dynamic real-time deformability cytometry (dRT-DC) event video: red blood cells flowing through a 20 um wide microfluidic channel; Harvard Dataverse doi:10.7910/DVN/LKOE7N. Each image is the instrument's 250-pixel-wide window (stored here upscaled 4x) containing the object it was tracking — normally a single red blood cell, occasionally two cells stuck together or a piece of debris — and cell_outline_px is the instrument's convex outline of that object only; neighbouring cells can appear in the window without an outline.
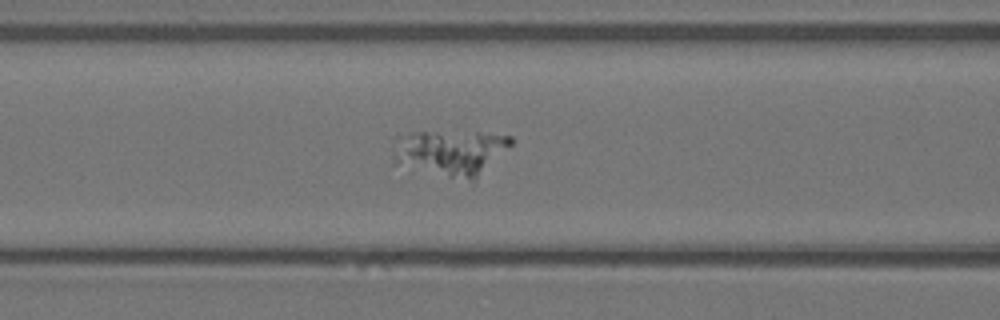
{"species": "Egyptian fruit bat (a non-hibernating species)", "species_latin": "Rousettus aegyptiacus", "temperature_condition": "warm", "stored_images_in_passage": 45, "camera_frame_rate_fps": 3000, "um_per_image_px": 0.085, "animal": {"sex": "female"}, "frame": {"image": 1, "passage_image": 10, "time_ms": 3.0, "image_size_px": [1000, 320], "cell_outline_px": [[512, 144], [472, 180], [448, 176], [392, 164], [392, 148], [396, 136], [412, 132], [480, 132], [512, 136]], "centroid_in_image_um": [38.18, 12.92], "position_along_channel_um": 128.4, "area_um2": 31.04}}
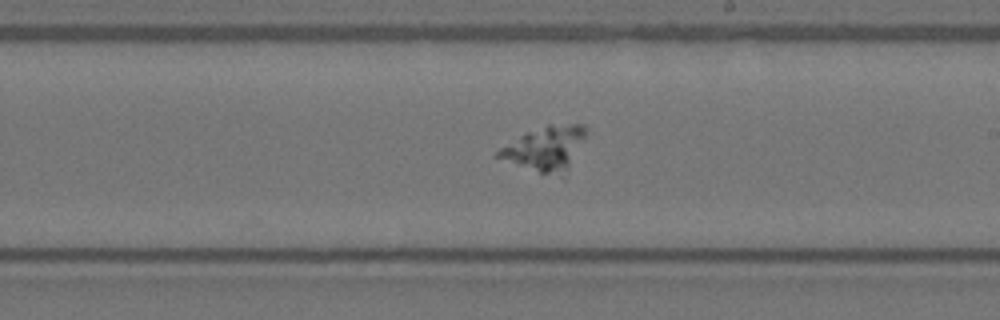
{"frame": {"image": 2, "passage_image": 20, "time_ms": 6.333, "image_size_px": [1000, 320], "cell_outline_px": [[588, 132], [564, 180], [492, 156], [500, 148], [520, 136], [528, 132], [548, 124], [584, 124], [588, 128]], "centroid_in_image_um": [46.44, 12.65], "position_along_channel_um": 242.6, "area_um2": 23.0}}
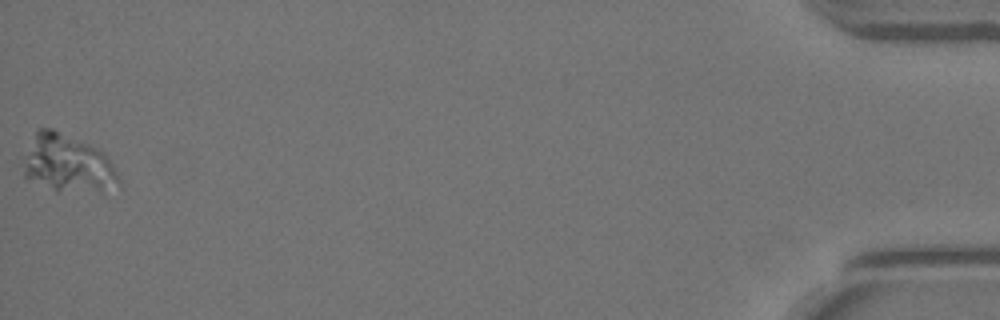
{"frame": {"image": 3, "passage_image": 45, "time_ms": 14.667, "image_size_px": [1000, 320], "cell_outline_px": [[120, 184], [100, 188], [56, 192], [24, 180], [24, 172], [28, 156], [36, 128], [52, 128], [88, 144], [104, 152], [112, 164], [120, 180]], "centroid_in_image_um": [5.71, 13.9], "position_along_channel_um": 429.5, "area_um2": 30.98}}